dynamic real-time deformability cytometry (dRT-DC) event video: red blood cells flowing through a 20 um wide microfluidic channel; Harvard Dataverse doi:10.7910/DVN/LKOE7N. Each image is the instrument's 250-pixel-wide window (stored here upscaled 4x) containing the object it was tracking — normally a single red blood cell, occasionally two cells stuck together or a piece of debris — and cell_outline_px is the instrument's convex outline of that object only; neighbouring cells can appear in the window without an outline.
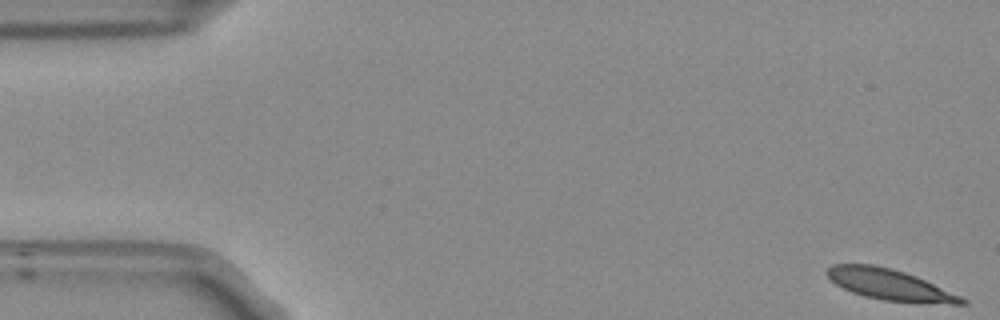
{"species": "Egyptian fruit bat (a non-hibernating species)", "species_latin": "Rousettus aegyptiacus", "temperature_condition": "room temperature", "stored_images_in_passage": 54, "camera_frame_rate_fps": 3000, "um_per_image_px": 0.085, "frame": {"image": 1, "passage_image": 1, "time_ms": 0.0, "image_size_px": [1000, 320], "cell_outline_px": [[968, 304], [952, 304], [884, 300], [864, 296], [852, 292], [836, 284], [824, 272], [832, 264], [872, 264], [892, 268], [916, 276], [960, 296], [968, 300]], "centroid_in_image_um": [75.61, 24.18], "position_along_channel_um": 9.4, "area_um2": 23.93}}
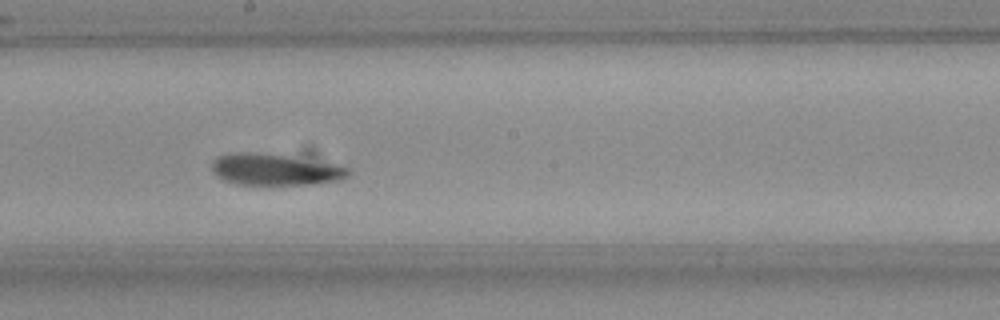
{"frame": {"image": 2, "passage_image": 29, "time_ms": 9.333, "image_size_px": [1000, 320], "cell_outline_px": [[352, 172], [348, 176], [340, 180], [320, 184], [268, 188], [236, 184], [224, 180], [216, 176], [212, 172], [212, 164], [220, 156], [240, 152], [248, 152], [284, 156], [336, 164], [352, 168]], "centroid_in_image_um": [23.44, 14.5], "position_along_channel_um": 224.8, "area_um2": 25.95}}
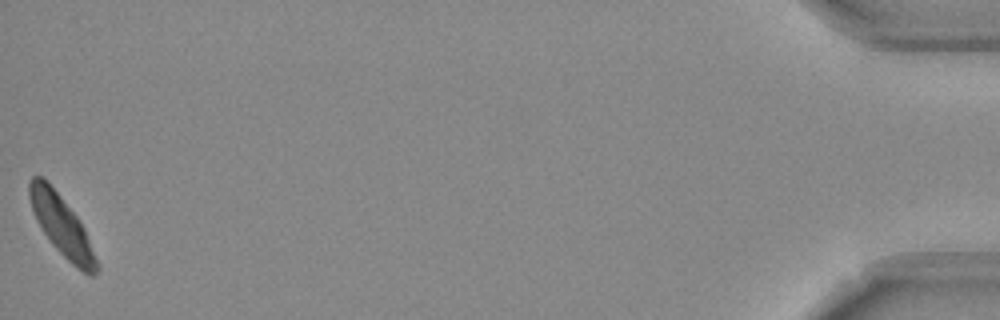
{"frame": {"image": 3, "passage_image": 54, "time_ms": 17.667, "image_size_px": [1000, 320], "cell_outline_px": [[100, 268], [92, 276], [88, 276], [76, 268], [52, 244], [44, 232], [32, 208], [28, 196], [28, 180], [32, 176], [44, 176], [80, 220], [84, 228], [100, 264]], "centroid_in_image_um": [5.27, 19.19], "position_along_channel_um": 429.9, "area_um2": 23.52}, "authors_computed_cell_mechanics": {"area_um2": 24.9696, "velocity_mm_per_s": 3.6851, "shape_relaxation_time_tau1_ms": 3.2709, "shape_relaxation_time_tau2_ms": 1.7873, "deformation_change_tau1": 0.1481, "deformation_change_tau2": 0.0833}}